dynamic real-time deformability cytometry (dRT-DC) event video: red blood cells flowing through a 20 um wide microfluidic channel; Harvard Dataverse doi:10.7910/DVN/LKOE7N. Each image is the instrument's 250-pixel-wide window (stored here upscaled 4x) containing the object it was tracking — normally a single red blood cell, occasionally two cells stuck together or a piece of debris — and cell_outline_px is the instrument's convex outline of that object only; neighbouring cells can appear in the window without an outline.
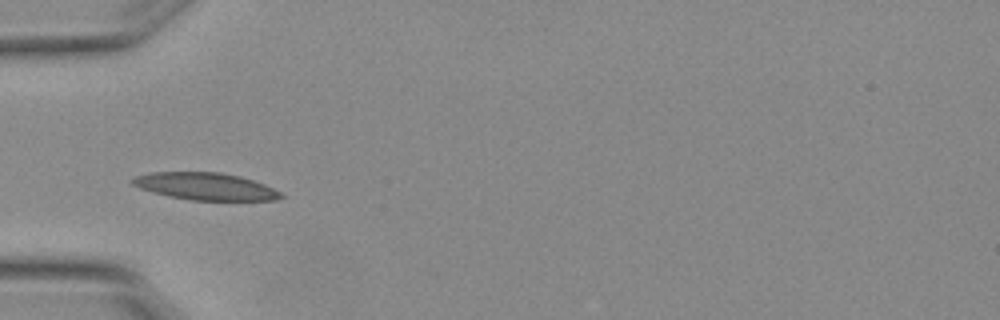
{"species": "Egyptian fruit bat (a non-hibernating species)", "species_latin": "Rousettus aegyptiacus", "temperature_condition": "warm", "stored_images_in_passage": 6, "camera_frame_rate_fps": 3000, "um_per_image_px": 0.085, "animal": {"sex": "female"}, "frame": {"image": 1, "passage_image": 4, "time_ms": 1.0, "image_size_px": [1000, 320], "cell_outline_px": [[284, 196], [276, 200], [192, 200], [168, 196], [140, 188], [132, 184], [128, 180], [136, 176], [152, 172], [220, 172], [240, 176], [264, 184], [280, 192]], "centroid_in_image_um": [17.44, 15.83], "position_along_channel_um": 67.6, "area_um2": 23.41}}
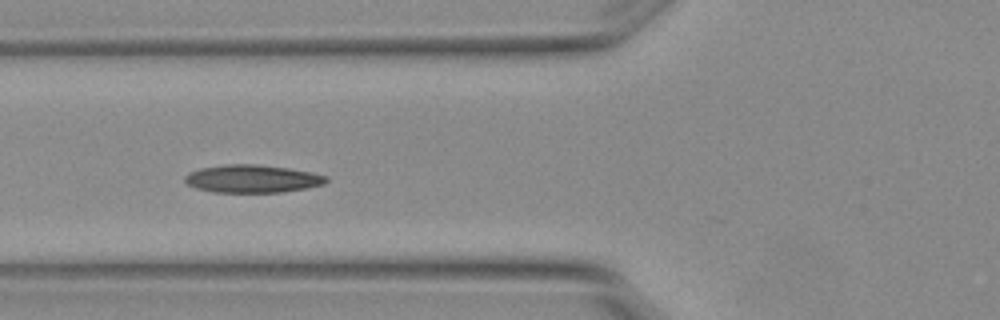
{"frame": {"image": 2, "passage_image": 5, "time_ms": 1.333, "image_size_px": [1000, 320], "cell_outline_px": [[328, 180], [324, 184], [284, 192], [212, 192], [196, 188], [188, 184], [184, 180], [184, 176], [200, 168], [224, 164], [256, 164], [288, 168], [312, 172], [328, 176]], "centroid_in_image_um": [21.45, 15.19], "position_along_channel_um": 104.3, "area_um2": 22.89}}
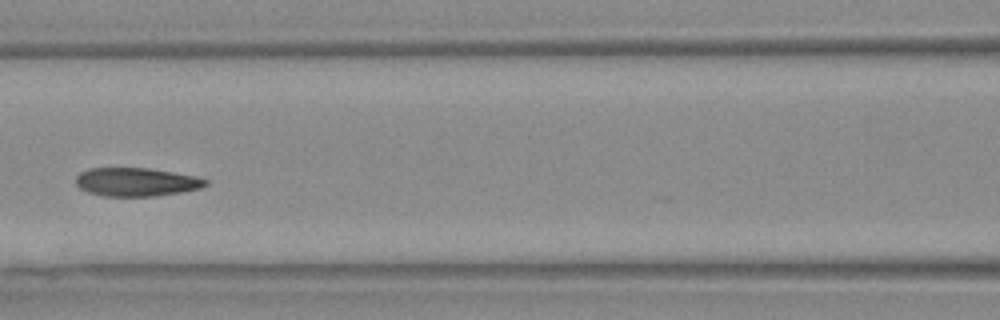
{"frame": {"image": 3, "passage_image": 6, "time_ms": 1.667, "image_size_px": [1000, 320], "cell_outline_px": [[208, 184], [200, 188], [180, 192], [156, 196], [104, 196], [88, 192], [80, 188], [76, 184], [76, 176], [80, 172], [88, 168], [148, 168], [196, 176], [208, 180]], "centroid_in_image_um": [11.57, 15.46], "position_along_channel_um": 155.0, "area_um2": 21.5}}